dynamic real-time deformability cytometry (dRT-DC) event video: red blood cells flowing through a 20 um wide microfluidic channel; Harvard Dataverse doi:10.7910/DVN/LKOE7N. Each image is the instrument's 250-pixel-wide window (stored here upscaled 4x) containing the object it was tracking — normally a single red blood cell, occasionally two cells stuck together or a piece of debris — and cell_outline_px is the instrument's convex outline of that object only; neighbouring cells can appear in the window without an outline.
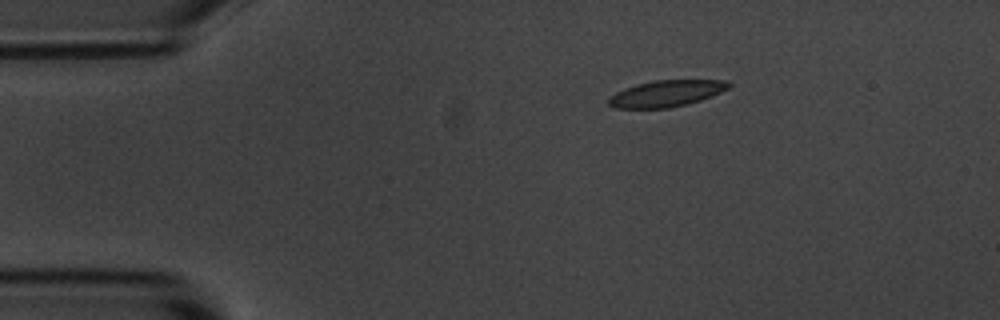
{"species": "common noctule bat (a hibernating species)", "species_latin": "Nyctalus noctula", "temperature_condition": "room temperature", "stored_images_in_passage": 6, "camera_frame_rate_fps": 3000, "um_per_image_px": 0.085, "animal": {"sex": "male", "body_mass_g": 20.1, "forearm_length_mm": 53.5}, "frame": {"image": 1, "passage_image": 1, "time_ms": 0.0, "image_size_px": [1000, 320], "cell_outline_px": [[732, 84], [728, 88], [712, 96], [688, 104], [668, 108], [616, 108], [608, 104], [608, 96], [624, 88], [636, 84], [652, 80], [724, 80]], "centroid_in_image_um": [56.6, 7.94], "position_along_channel_um": 28.4, "area_um2": 18.55}}
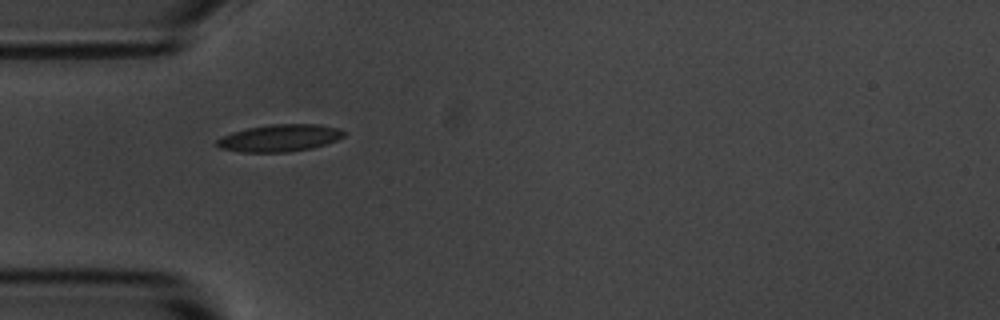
{"frame": {"image": 2, "passage_image": 3, "time_ms": 2.333, "image_size_px": [1000, 320], "cell_outline_px": [[344, 136], [336, 140], [312, 148], [288, 152], [240, 152], [220, 148], [216, 144], [216, 140], [232, 132], [248, 128], [268, 124], [316, 124], [340, 128], [344, 132]], "centroid_in_image_um": [23.76, 11.73], "position_along_channel_um": 61.2, "area_um2": 20.0}}
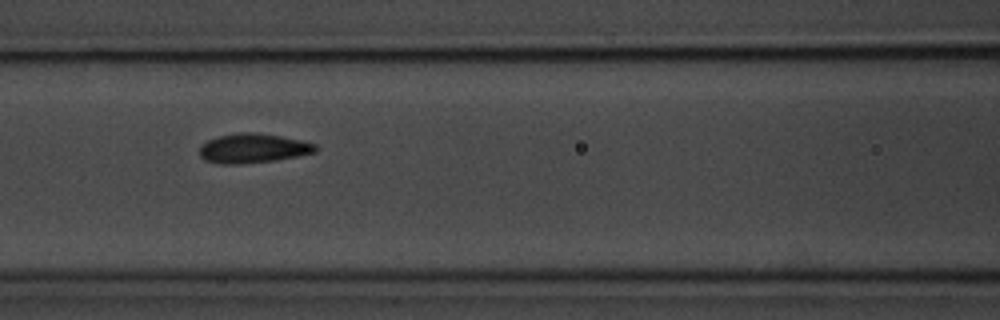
{"frame": {"image": 3, "passage_image": 5, "time_ms": 4.667, "image_size_px": [1000, 320], "cell_outline_px": [[320, 148], [316, 152], [276, 160], [240, 164], [220, 164], [204, 160], [200, 156], [200, 144], [216, 136], [240, 132], [252, 132], [280, 136], [300, 140], [316, 144]], "centroid_in_image_um": [21.49, 12.6], "position_along_channel_um": 145.1, "area_um2": 20.0}}